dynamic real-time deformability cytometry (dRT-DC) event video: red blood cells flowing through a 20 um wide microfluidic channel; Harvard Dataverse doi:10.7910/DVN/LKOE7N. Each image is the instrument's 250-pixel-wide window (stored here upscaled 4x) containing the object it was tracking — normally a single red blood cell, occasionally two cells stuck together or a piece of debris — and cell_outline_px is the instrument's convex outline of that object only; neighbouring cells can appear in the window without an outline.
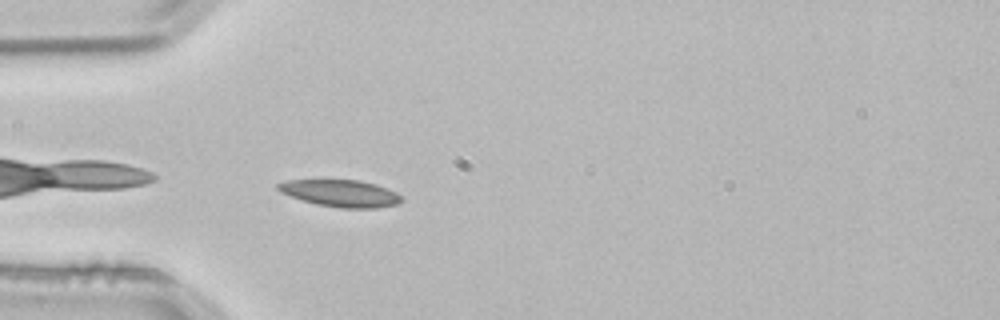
{"species": "common noctule bat (a hibernating species)", "species_latin": "Nyctalus noctula", "temperature_condition": "room temperature", "stored_images_in_passage": 27, "camera_frame_rate_fps": 3000, "um_per_image_px": 0.085, "animal": {"sex": "male", "body_mass_g": 21.5, "forearm_length_mm": 52.0}, "frame": {"image": 1, "passage_image": 1, "time_ms": 0.0, "image_size_px": [1000, 320], "cell_outline_px": [[404, 200], [396, 204], [376, 208], [340, 208], [316, 204], [280, 192], [276, 188], [276, 184], [288, 180], [360, 180], [376, 184], [396, 192]], "centroid_in_image_um": [28.96, 16.43], "position_along_channel_um": 56.0, "area_um2": 19.31}}
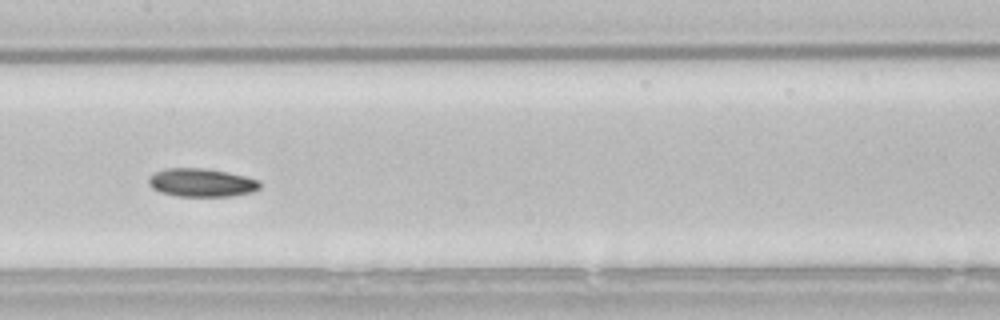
{"frame": {"image": 2, "passage_image": 12, "time_ms": 3.667, "image_size_px": [1000, 320], "cell_outline_px": [[260, 188], [252, 192], [232, 196], [176, 196], [160, 192], [152, 188], [148, 184], [148, 180], [156, 172], [164, 168], [204, 168], [228, 172], [260, 180]], "centroid_in_image_um": [17.14, 15.52], "position_along_channel_um": 190.3, "area_um2": 18.38}}